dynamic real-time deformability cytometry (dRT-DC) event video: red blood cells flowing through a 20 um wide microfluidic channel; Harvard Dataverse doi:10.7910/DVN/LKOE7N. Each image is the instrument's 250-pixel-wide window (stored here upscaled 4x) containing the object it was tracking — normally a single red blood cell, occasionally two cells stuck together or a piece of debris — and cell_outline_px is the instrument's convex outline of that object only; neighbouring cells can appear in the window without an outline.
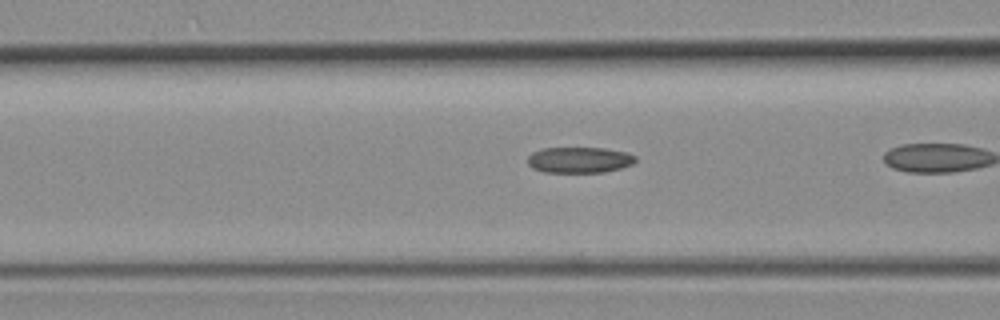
{"species": "common noctule bat (a hibernating species)", "species_latin": "Nyctalus noctula", "temperature_condition": "room temperature", "stored_images_in_passage": 25, "camera_frame_rate_fps": 3000, "um_per_image_px": 0.085, "animal": {"sex": "female", "body_mass_g": 19.3, "forearm_length_mm": 54.1}, "frame": {"image": 1, "passage_image": 15, "time_ms": 4.667, "image_size_px": [1000, 320], "cell_outline_px": [[636, 160], [632, 164], [620, 168], [604, 172], [544, 172], [532, 168], [528, 164], [528, 156], [532, 152], [544, 148], [604, 148], [628, 152], [636, 156]], "centroid_in_image_um": [49.25, 13.59], "position_along_channel_um": 117.4, "area_um2": 16.3}}